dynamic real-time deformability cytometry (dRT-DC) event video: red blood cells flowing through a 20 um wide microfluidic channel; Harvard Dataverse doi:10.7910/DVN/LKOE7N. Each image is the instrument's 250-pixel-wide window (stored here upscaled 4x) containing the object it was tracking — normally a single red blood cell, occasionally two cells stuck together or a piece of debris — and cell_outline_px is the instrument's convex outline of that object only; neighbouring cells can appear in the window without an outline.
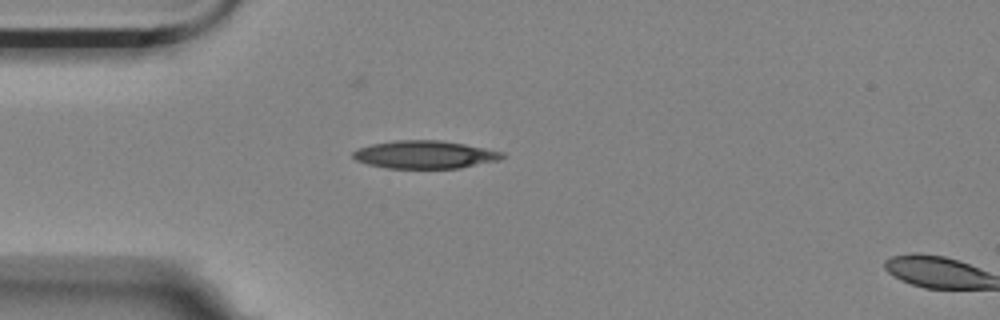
{"species": "Egyptian fruit bat (a non-hibernating species)", "species_latin": "Rousettus aegyptiacus", "temperature_condition": "room temperature", "stored_images_in_passage": 2, "camera_frame_rate_fps": 3000, "um_per_image_px": 0.085, "animal": {"sex": "female"}, "frame": {"image": 1, "passage_image": 1, "time_ms": 0.0, "image_size_px": [1000, 320], "cell_outline_px": [[508, 156], [500, 160], [460, 168], [384, 168], [368, 164], [356, 160], [352, 156], [352, 152], [360, 148], [372, 144], [396, 140], [440, 140], [464, 144], [504, 152]], "centroid_in_image_um": [36.14, 13.14], "position_along_channel_um": 48.9, "area_um2": 24.28}}